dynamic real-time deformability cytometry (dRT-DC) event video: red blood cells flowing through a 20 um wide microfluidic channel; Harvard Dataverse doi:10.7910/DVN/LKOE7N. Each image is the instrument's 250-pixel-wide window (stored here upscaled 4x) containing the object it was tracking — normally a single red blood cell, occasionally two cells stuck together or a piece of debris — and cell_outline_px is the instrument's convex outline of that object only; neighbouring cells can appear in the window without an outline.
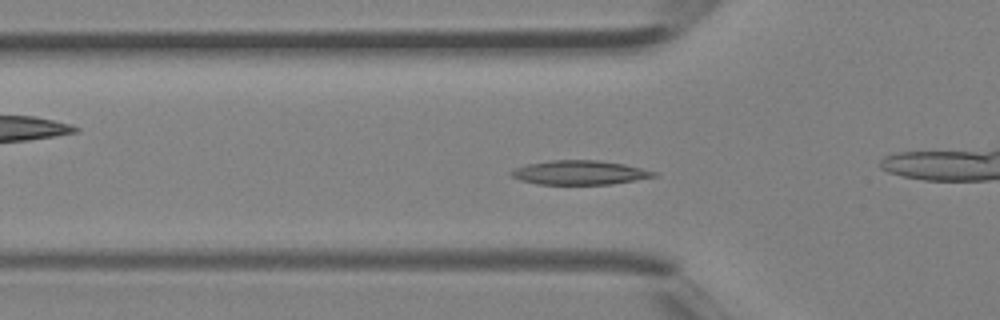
{"species": "Egyptian fruit bat (a non-hibernating species)", "species_latin": "Rousettus aegyptiacus", "temperature_condition": "room temperature", "stored_images_in_passage": 39, "camera_frame_rate_fps": 3000, "um_per_image_px": 0.085, "animal": {"sex": "female"}, "frame": {"image": 1, "passage_image": 12, "time_ms": 3.667, "image_size_px": [1000, 320], "cell_outline_px": [[660, 176], [612, 184], [536, 184], [520, 180], [512, 176], [508, 172], [516, 168], [528, 164], [552, 160], [600, 160], [624, 164], [656, 172]], "centroid_in_image_um": [49.29, 14.67], "position_along_channel_um": 76.5, "area_um2": 20.06}}
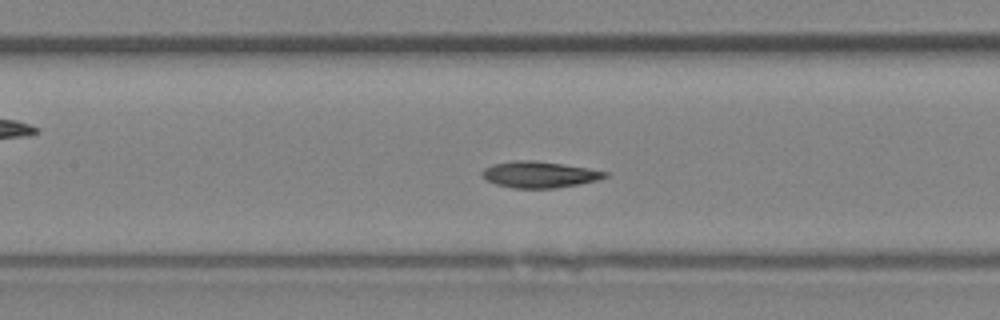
{"frame": {"image": 2, "passage_image": 17, "time_ms": 5.333, "image_size_px": [1000, 320], "cell_outline_px": [[608, 176], [596, 180], [556, 188], [512, 188], [496, 184], [480, 176], [480, 172], [484, 168], [492, 164], [516, 160], [528, 160], [560, 164], [588, 168], [608, 172]], "centroid_in_image_um": [45.79, 14.84], "position_along_channel_um": 161.6, "area_um2": 18.61}}